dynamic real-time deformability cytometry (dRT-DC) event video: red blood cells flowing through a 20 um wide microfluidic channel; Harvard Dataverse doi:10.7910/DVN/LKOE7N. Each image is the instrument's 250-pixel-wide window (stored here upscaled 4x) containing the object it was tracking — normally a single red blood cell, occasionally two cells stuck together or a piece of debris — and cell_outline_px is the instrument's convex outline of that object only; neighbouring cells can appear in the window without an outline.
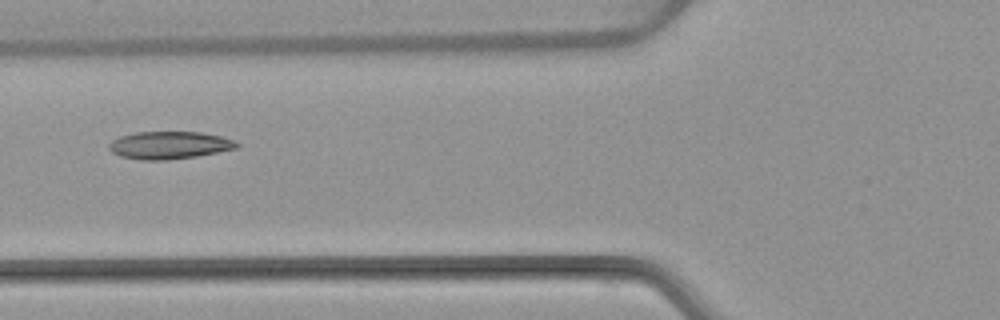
{"species": "common noctule bat (a hibernating species)", "species_latin": "Nyctalus noctula", "temperature_condition": "warm", "stored_images_in_passage": 5, "camera_frame_rate_fps": 3000, "um_per_image_px": 0.085, "animal": {"sex": "female", "body_mass_g": 22.7, "forearm_length_mm": 54.2}, "frame": {"image": 1, "passage_image": 5, "time_ms": 6.0, "image_size_px": [1000, 320], "cell_outline_px": [[240, 144], [236, 148], [196, 156], [168, 160], [140, 160], [120, 156], [112, 152], [108, 148], [108, 144], [112, 140], [120, 136], [136, 132], [200, 132], [220, 136], [232, 140]], "centroid_in_image_um": [14.34, 12.34], "position_along_channel_um": 111.5, "area_um2": 20.4}}